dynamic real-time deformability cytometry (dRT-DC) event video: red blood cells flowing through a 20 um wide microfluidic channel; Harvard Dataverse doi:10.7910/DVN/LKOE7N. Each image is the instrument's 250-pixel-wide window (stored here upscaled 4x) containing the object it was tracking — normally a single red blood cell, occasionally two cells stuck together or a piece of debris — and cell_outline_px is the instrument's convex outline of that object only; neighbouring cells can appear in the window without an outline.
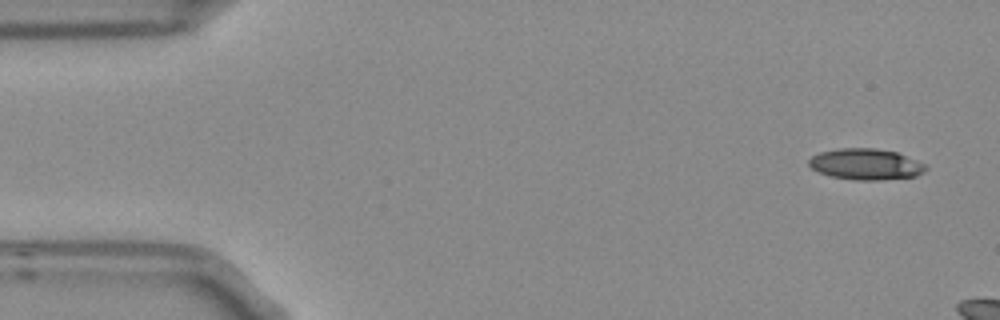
{"species": "Egyptian fruit bat (a non-hibernating species)", "species_latin": "Rousettus aegyptiacus", "temperature_condition": "room temperature", "stored_images_in_passage": 3, "camera_frame_rate_fps": 3000, "um_per_image_px": 0.085, "frame": {"image": 1, "passage_image": 1, "time_ms": 0.0, "image_size_px": [1000, 320], "cell_outline_px": [[928, 168], [924, 172], [916, 176], [880, 180], [856, 180], [832, 176], [820, 172], [812, 168], [808, 164], [808, 160], [812, 156], [820, 152], [840, 148], [872, 148], [896, 152], [924, 164]], "centroid_in_image_um": [73.58, 13.96], "position_along_channel_um": 11.4, "area_um2": 20.92}}